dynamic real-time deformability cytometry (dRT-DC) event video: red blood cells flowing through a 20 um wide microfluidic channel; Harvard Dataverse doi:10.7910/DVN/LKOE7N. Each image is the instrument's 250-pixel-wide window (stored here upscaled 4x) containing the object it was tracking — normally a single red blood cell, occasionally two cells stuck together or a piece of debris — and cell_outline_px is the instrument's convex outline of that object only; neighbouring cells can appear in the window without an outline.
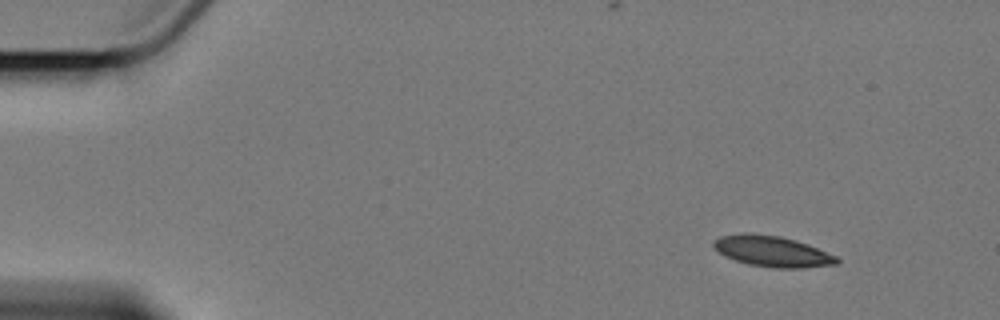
{"species": "Egyptian fruit bat (a non-hibernating species)", "species_latin": "Rousettus aegyptiacus", "temperature_condition": "cold", "stored_images_in_passage": 9, "camera_frame_rate_fps": 3000, "um_per_image_px": 0.085, "animal": {"sex": "female"}, "frame": {"image": 1, "passage_image": 1, "time_ms": 0.0, "image_size_px": [1000, 320], "cell_outline_px": [[840, 260], [836, 264], [804, 268], [772, 268], [748, 264], [724, 256], [712, 244], [712, 240], [720, 236], [740, 232], [752, 232], [780, 236], [796, 240], [808, 244], [836, 256]], "centroid_in_image_um": [65.61, 21.35], "position_along_channel_um": 19.4, "area_um2": 22.37}}
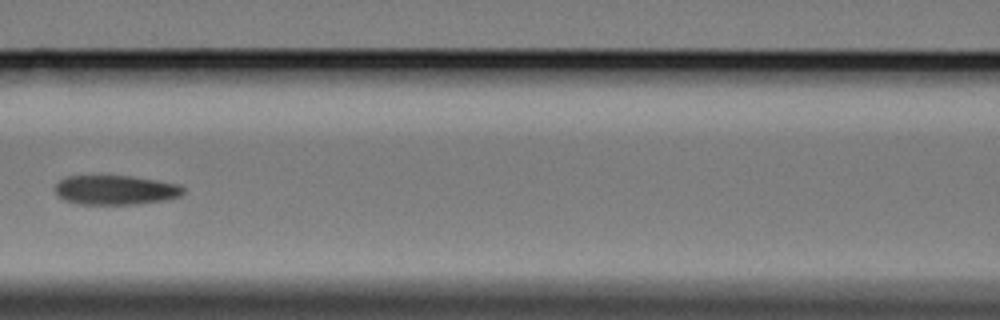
{"frame": {"image": 2, "passage_image": 7, "time_ms": 7.0, "image_size_px": [1000, 320], "cell_outline_px": [[184, 192], [180, 196], [164, 200], [136, 204], [76, 204], [64, 200], [56, 192], [56, 184], [60, 180], [68, 176], [132, 176], [180, 184], [184, 188]], "centroid_in_image_um": [9.84, 16.15], "position_along_channel_um": 156.8, "area_um2": 21.91}}
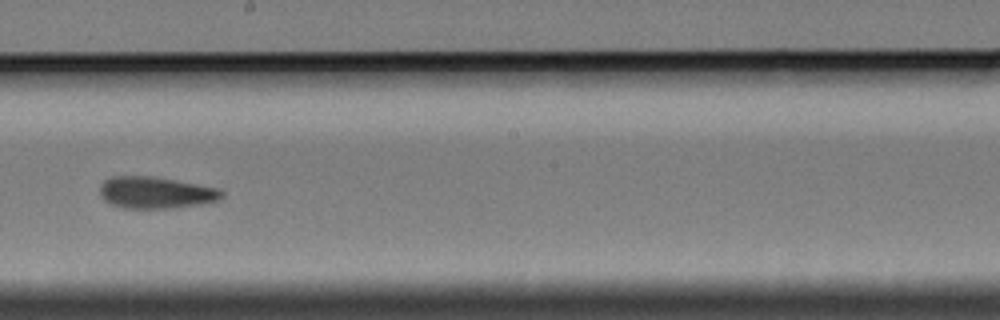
{"frame": {"image": 3, "passage_image": 9, "time_ms": 9.333, "image_size_px": [1000, 320], "cell_outline_px": [[224, 196], [220, 200], [200, 204], [176, 208], [120, 208], [104, 200], [100, 196], [100, 184], [104, 180], [112, 176], [152, 176], [220, 188], [224, 192]], "centroid_in_image_um": [13.25, 16.37], "position_along_channel_um": 235.0, "area_um2": 22.77}}